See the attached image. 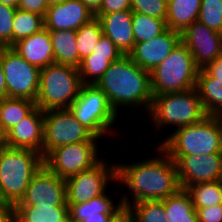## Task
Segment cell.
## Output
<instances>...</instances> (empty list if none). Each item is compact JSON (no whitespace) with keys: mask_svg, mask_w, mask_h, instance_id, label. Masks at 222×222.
<instances>
[{"mask_svg":"<svg viewBox=\"0 0 222 222\" xmlns=\"http://www.w3.org/2000/svg\"><path fill=\"white\" fill-rule=\"evenodd\" d=\"M156 148L159 156L145 160L139 157L131 164L116 163V183L129 191L120 198L124 207L142 201H161L181 189L176 163L158 144Z\"/></svg>","mask_w":222,"mask_h":222,"instance_id":"cell-1","label":"cell"},{"mask_svg":"<svg viewBox=\"0 0 222 222\" xmlns=\"http://www.w3.org/2000/svg\"><path fill=\"white\" fill-rule=\"evenodd\" d=\"M96 85L107 96L118 116L120 109L124 108L131 109L133 118L142 110V115L146 117L153 99L150 72L134 63L127 55L111 63Z\"/></svg>","mask_w":222,"mask_h":222,"instance_id":"cell-2","label":"cell"},{"mask_svg":"<svg viewBox=\"0 0 222 222\" xmlns=\"http://www.w3.org/2000/svg\"><path fill=\"white\" fill-rule=\"evenodd\" d=\"M43 165L42 154L5 145L0 150V201L12 206L19 203Z\"/></svg>","mask_w":222,"mask_h":222,"instance_id":"cell-3","label":"cell"},{"mask_svg":"<svg viewBox=\"0 0 222 222\" xmlns=\"http://www.w3.org/2000/svg\"><path fill=\"white\" fill-rule=\"evenodd\" d=\"M159 140L167 155H208L222 153V116L208 115L203 120L180 128Z\"/></svg>","mask_w":222,"mask_h":222,"instance_id":"cell-4","label":"cell"},{"mask_svg":"<svg viewBox=\"0 0 222 222\" xmlns=\"http://www.w3.org/2000/svg\"><path fill=\"white\" fill-rule=\"evenodd\" d=\"M154 128L153 130H165L168 126L177 128L193 125L208 116L198 91L195 88L175 93H167L153 96L148 113Z\"/></svg>","mask_w":222,"mask_h":222,"instance_id":"cell-5","label":"cell"},{"mask_svg":"<svg viewBox=\"0 0 222 222\" xmlns=\"http://www.w3.org/2000/svg\"><path fill=\"white\" fill-rule=\"evenodd\" d=\"M82 85L77 68L56 63L48 65L40 69L36 106L42 111L68 109Z\"/></svg>","mask_w":222,"mask_h":222,"instance_id":"cell-6","label":"cell"},{"mask_svg":"<svg viewBox=\"0 0 222 222\" xmlns=\"http://www.w3.org/2000/svg\"><path fill=\"white\" fill-rule=\"evenodd\" d=\"M198 71L192 54L180 42L167 58L150 72L152 95L183 92L195 88Z\"/></svg>","mask_w":222,"mask_h":222,"instance_id":"cell-7","label":"cell"},{"mask_svg":"<svg viewBox=\"0 0 222 222\" xmlns=\"http://www.w3.org/2000/svg\"><path fill=\"white\" fill-rule=\"evenodd\" d=\"M68 109L86 129L99 139L109 135L112 137L115 135L114 132H117L114 126L118 115L108 102L107 96L97 85L83 84L78 97Z\"/></svg>","mask_w":222,"mask_h":222,"instance_id":"cell-8","label":"cell"},{"mask_svg":"<svg viewBox=\"0 0 222 222\" xmlns=\"http://www.w3.org/2000/svg\"><path fill=\"white\" fill-rule=\"evenodd\" d=\"M99 142H78L51 150L44 158V166L62 179H68L97 165L100 157Z\"/></svg>","mask_w":222,"mask_h":222,"instance_id":"cell-9","label":"cell"},{"mask_svg":"<svg viewBox=\"0 0 222 222\" xmlns=\"http://www.w3.org/2000/svg\"><path fill=\"white\" fill-rule=\"evenodd\" d=\"M71 113L69 109L44 111L43 158L53 149L78 143L99 142Z\"/></svg>","mask_w":222,"mask_h":222,"instance_id":"cell-10","label":"cell"},{"mask_svg":"<svg viewBox=\"0 0 222 222\" xmlns=\"http://www.w3.org/2000/svg\"><path fill=\"white\" fill-rule=\"evenodd\" d=\"M7 97L36 100L39 91L40 69L29 64L11 47H0Z\"/></svg>","mask_w":222,"mask_h":222,"instance_id":"cell-11","label":"cell"},{"mask_svg":"<svg viewBox=\"0 0 222 222\" xmlns=\"http://www.w3.org/2000/svg\"><path fill=\"white\" fill-rule=\"evenodd\" d=\"M105 159L93 168L65 179L67 204L85 203L101 196L108 190L110 182H117L116 160L108 163Z\"/></svg>","mask_w":222,"mask_h":222,"instance_id":"cell-12","label":"cell"},{"mask_svg":"<svg viewBox=\"0 0 222 222\" xmlns=\"http://www.w3.org/2000/svg\"><path fill=\"white\" fill-rule=\"evenodd\" d=\"M177 165L179 183L182 189L203 182L222 178V153L208 155H168Z\"/></svg>","mask_w":222,"mask_h":222,"instance_id":"cell-13","label":"cell"},{"mask_svg":"<svg viewBox=\"0 0 222 222\" xmlns=\"http://www.w3.org/2000/svg\"><path fill=\"white\" fill-rule=\"evenodd\" d=\"M181 42L192 54L199 70L222 54V34L199 21L193 22L181 32Z\"/></svg>","mask_w":222,"mask_h":222,"instance_id":"cell-14","label":"cell"},{"mask_svg":"<svg viewBox=\"0 0 222 222\" xmlns=\"http://www.w3.org/2000/svg\"><path fill=\"white\" fill-rule=\"evenodd\" d=\"M15 205L68 206L65 180L43 165L30 181L24 197Z\"/></svg>","mask_w":222,"mask_h":222,"instance_id":"cell-15","label":"cell"},{"mask_svg":"<svg viewBox=\"0 0 222 222\" xmlns=\"http://www.w3.org/2000/svg\"><path fill=\"white\" fill-rule=\"evenodd\" d=\"M181 42V33L166 29L161 35L146 41L135 43L128 57L141 68L151 72Z\"/></svg>","mask_w":222,"mask_h":222,"instance_id":"cell-16","label":"cell"},{"mask_svg":"<svg viewBox=\"0 0 222 222\" xmlns=\"http://www.w3.org/2000/svg\"><path fill=\"white\" fill-rule=\"evenodd\" d=\"M44 111L35 107L5 134L6 146L34 150L43 156Z\"/></svg>","mask_w":222,"mask_h":222,"instance_id":"cell-17","label":"cell"},{"mask_svg":"<svg viewBox=\"0 0 222 222\" xmlns=\"http://www.w3.org/2000/svg\"><path fill=\"white\" fill-rule=\"evenodd\" d=\"M95 16L80 0H65L48 6L44 16L45 28L54 30H78Z\"/></svg>","mask_w":222,"mask_h":222,"instance_id":"cell-18","label":"cell"},{"mask_svg":"<svg viewBox=\"0 0 222 222\" xmlns=\"http://www.w3.org/2000/svg\"><path fill=\"white\" fill-rule=\"evenodd\" d=\"M94 16L101 23L103 35L107 36L124 55H128L135 44L132 30L133 12L123 10Z\"/></svg>","mask_w":222,"mask_h":222,"instance_id":"cell-19","label":"cell"},{"mask_svg":"<svg viewBox=\"0 0 222 222\" xmlns=\"http://www.w3.org/2000/svg\"><path fill=\"white\" fill-rule=\"evenodd\" d=\"M11 48L39 69L55 63L49 30L46 28L18 41Z\"/></svg>","mask_w":222,"mask_h":222,"instance_id":"cell-20","label":"cell"},{"mask_svg":"<svg viewBox=\"0 0 222 222\" xmlns=\"http://www.w3.org/2000/svg\"><path fill=\"white\" fill-rule=\"evenodd\" d=\"M13 218L17 222H70L68 206L14 205Z\"/></svg>","mask_w":222,"mask_h":222,"instance_id":"cell-21","label":"cell"},{"mask_svg":"<svg viewBox=\"0 0 222 222\" xmlns=\"http://www.w3.org/2000/svg\"><path fill=\"white\" fill-rule=\"evenodd\" d=\"M202 0H167L166 25L168 29L182 32L198 21Z\"/></svg>","mask_w":222,"mask_h":222,"instance_id":"cell-22","label":"cell"},{"mask_svg":"<svg viewBox=\"0 0 222 222\" xmlns=\"http://www.w3.org/2000/svg\"><path fill=\"white\" fill-rule=\"evenodd\" d=\"M196 89L207 114L222 116V79L213 78L204 69H200Z\"/></svg>","mask_w":222,"mask_h":222,"instance_id":"cell-23","label":"cell"},{"mask_svg":"<svg viewBox=\"0 0 222 222\" xmlns=\"http://www.w3.org/2000/svg\"><path fill=\"white\" fill-rule=\"evenodd\" d=\"M54 61L56 64L79 68V53L77 49L76 31L54 30L49 31Z\"/></svg>","mask_w":222,"mask_h":222,"instance_id":"cell-24","label":"cell"},{"mask_svg":"<svg viewBox=\"0 0 222 222\" xmlns=\"http://www.w3.org/2000/svg\"><path fill=\"white\" fill-rule=\"evenodd\" d=\"M34 101L6 97L0 100V127L4 134L21 122L34 108Z\"/></svg>","mask_w":222,"mask_h":222,"instance_id":"cell-25","label":"cell"},{"mask_svg":"<svg viewBox=\"0 0 222 222\" xmlns=\"http://www.w3.org/2000/svg\"><path fill=\"white\" fill-rule=\"evenodd\" d=\"M168 222H198L196 209L191 196L185 189H180L163 200Z\"/></svg>","mask_w":222,"mask_h":222,"instance_id":"cell-26","label":"cell"},{"mask_svg":"<svg viewBox=\"0 0 222 222\" xmlns=\"http://www.w3.org/2000/svg\"><path fill=\"white\" fill-rule=\"evenodd\" d=\"M185 190L191 196L195 209L222 204L221 180L197 183L188 186Z\"/></svg>","mask_w":222,"mask_h":222,"instance_id":"cell-27","label":"cell"},{"mask_svg":"<svg viewBox=\"0 0 222 222\" xmlns=\"http://www.w3.org/2000/svg\"><path fill=\"white\" fill-rule=\"evenodd\" d=\"M111 194L104 193L101 196L93 198L80 204H67L69 215H98L99 213H117L124 206L121 200L116 203Z\"/></svg>","mask_w":222,"mask_h":222,"instance_id":"cell-28","label":"cell"},{"mask_svg":"<svg viewBox=\"0 0 222 222\" xmlns=\"http://www.w3.org/2000/svg\"><path fill=\"white\" fill-rule=\"evenodd\" d=\"M167 29L166 21L141 13H133L132 30L135 43L149 41Z\"/></svg>","mask_w":222,"mask_h":222,"instance_id":"cell-29","label":"cell"},{"mask_svg":"<svg viewBox=\"0 0 222 222\" xmlns=\"http://www.w3.org/2000/svg\"><path fill=\"white\" fill-rule=\"evenodd\" d=\"M102 35V26L97 17H94L76 30L79 66L84 58L92 54L93 49L96 47Z\"/></svg>","mask_w":222,"mask_h":222,"instance_id":"cell-30","label":"cell"},{"mask_svg":"<svg viewBox=\"0 0 222 222\" xmlns=\"http://www.w3.org/2000/svg\"><path fill=\"white\" fill-rule=\"evenodd\" d=\"M45 28L44 16L16 9L13 21V45Z\"/></svg>","mask_w":222,"mask_h":222,"instance_id":"cell-31","label":"cell"},{"mask_svg":"<svg viewBox=\"0 0 222 222\" xmlns=\"http://www.w3.org/2000/svg\"><path fill=\"white\" fill-rule=\"evenodd\" d=\"M110 65L108 56L92 53L84 58L78 68L82 84L96 85Z\"/></svg>","mask_w":222,"mask_h":222,"instance_id":"cell-32","label":"cell"},{"mask_svg":"<svg viewBox=\"0 0 222 222\" xmlns=\"http://www.w3.org/2000/svg\"><path fill=\"white\" fill-rule=\"evenodd\" d=\"M135 222H168L161 201H142L128 206Z\"/></svg>","mask_w":222,"mask_h":222,"instance_id":"cell-33","label":"cell"},{"mask_svg":"<svg viewBox=\"0 0 222 222\" xmlns=\"http://www.w3.org/2000/svg\"><path fill=\"white\" fill-rule=\"evenodd\" d=\"M198 21L222 34V0H202Z\"/></svg>","mask_w":222,"mask_h":222,"instance_id":"cell-34","label":"cell"},{"mask_svg":"<svg viewBox=\"0 0 222 222\" xmlns=\"http://www.w3.org/2000/svg\"><path fill=\"white\" fill-rule=\"evenodd\" d=\"M131 11L166 21L167 0H131Z\"/></svg>","mask_w":222,"mask_h":222,"instance_id":"cell-35","label":"cell"},{"mask_svg":"<svg viewBox=\"0 0 222 222\" xmlns=\"http://www.w3.org/2000/svg\"><path fill=\"white\" fill-rule=\"evenodd\" d=\"M16 8L0 3V47L13 46V21Z\"/></svg>","mask_w":222,"mask_h":222,"instance_id":"cell-36","label":"cell"},{"mask_svg":"<svg viewBox=\"0 0 222 222\" xmlns=\"http://www.w3.org/2000/svg\"><path fill=\"white\" fill-rule=\"evenodd\" d=\"M94 55L108 56V60L113 63L120 60L124 54L105 35H102L96 47L93 49Z\"/></svg>","mask_w":222,"mask_h":222,"instance_id":"cell-37","label":"cell"},{"mask_svg":"<svg viewBox=\"0 0 222 222\" xmlns=\"http://www.w3.org/2000/svg\"><path fill=\"white\" fill-rule=\"evenodd\" d=\"M198 222H222V204L196 208Z\"/></svg>","mask_w":222,"mask_h":222,"instance_id":"cell-38","label":"cell"},{"mask_svg":"<svg viewBox=\"0 0 222 222\" xmlns=\"http://www.w3.org/2000/svg\"><path fill=\"white\" fill-rule=\"evenodd\" d=\"M131 10V0H103L100 10L96 14L115 13Z\"/></svg>","mask_w":222,"mask_h":222,"instance_id":"cell-39","label":"cell"},{"mask_svg":"<svg viewBox=\"0 0 222 222\" xmlns=\"http://www.w3.org/2000/svg\"><path fill=\"white\" fill-rule=\"evenodd\" d=\"M48 6L47 0H19L18 9L45 16Z\"/></svg>","mask_w":222,"mask_h":222,"instance_id":"cell-40","label":"cell"},{"mask_svg":"<svg viewBox=\"0 0 222 222\" xmlns=\"http://www.w3.org/2000/svg\"><path fill=\"white\" fill-rule=\"evenodd\" d=\"M116 213H99L98 215H69L70 222H108Z\"/></svg>","mask_w":222,"mask_h":222,"instance_id":"cell-41","label":"cell"},{"mask_svg":"<svg viewBox=\"0 0 222 222\" xmlns=\"http://www.w3.org/2000/svg\"><path fill=\"white\" fill-rule=\"evenodd\" d=\"M211 77L222 79V54L219 55L212 63L203 68Z\"/></svg>","mask_w":222,"mask_h":222,"instance_id":"cell-42","label":"cell"},{"mask_svg":"<svg viewBox=\"0 0 222 222\" xmlns=\"http://www.w3.org/2000/svg\"><path fill=\"white\" fill-rule=\"evenodd\" d=\"M108 222H135L134 217L128 207L119 210Z\"/></svg>","mask_w":222,"mask_h":222,"instance_id":"cell-43","label":"cell"},{"mask_svg":"<svg viewBox=\"0 0 222 222\" xmlns=\"http://www.w3.org/2000/svg\"><path fill=\"white\" fill-rule=\"evenodd\" d=\"M13 218V206L0 201V222H10Z\"/></svg>","mask_w":222,"mask_h":222,"instance_id":"cell-44","label":"cell"},{"mask_svg":"<svg viewBox=\"0 0 222 222\" xmlns=\"http://www.w3.org/2000/svg\"><path fill=\"white\" fill-rule=\"evenodd\" d=\"M93 15H95L102 5L103 0H80Z\"/></svg>","mask_w":222,"mask_h":222,"instance_id":"cell-45","label":"cell"},{"mask_svg":"<svg viewBox=\"0 0 222 222\" xmlns=\"http://www.w3.org/2000/svg\"><path fill=\"white\" fill-rule=\"evenodd\" d=\"M6 97H7V88H6L5 75L3 72L1 53H0V100Z\"/></svg>","mask_w":222,"mask_h":222,"instance_id":"cell-46","label":"cell"},{"mask_svg":"<svg viewBox=\"0 0 222 222\" xmlns=\"http://www.w3.org/2000/svg\"><path fill=\"white\" fill-rule=\"evenodd\" d=\"M0 3L18 8L19 0H0Z\"/></svg>","mask_w":222,"mask_h":222,"instance_id":"cell-47","label":"cell"},{"mask_svg":"<svg viewBox=\"0 0 222 222\" xmlns=\"http://www.w3.org/2000/svg\"><path fill=\"white\" fill-rule=\"evenodd\" d=\"M5 134L0 127V150L5 146Z\"/></svg>","mask_w":222,"mask_h":222,"instance_id":"cell-48","label":"cell"},{"mask_svg":"<svg viewBox=\"0 0 222 222\" xmlns=\"http://www.w3.org/2000/svg\"><path fill=\"white\" fill-rule=\"evenodd\" d=\"M65 0H47V3L49 6L54 5V4H59L64 2Z\"/></svg>","mask_w":222,"mask_h":222,"instance_id":"cell-49","label":"cell"},{"mask_svg":"<svg viewBox=\"0 0 222 222\" xmlns=\"http://www.w3.org/2000/svg\"><path fill=\"white\" fill-rule=\"evenodd\" d=\"M10 222H17V221L14 218H12Z\"/></svg>","mask_w":222,"mask_h":222,"instance_id":"cell-50","label":"cell"}]
</instances>
